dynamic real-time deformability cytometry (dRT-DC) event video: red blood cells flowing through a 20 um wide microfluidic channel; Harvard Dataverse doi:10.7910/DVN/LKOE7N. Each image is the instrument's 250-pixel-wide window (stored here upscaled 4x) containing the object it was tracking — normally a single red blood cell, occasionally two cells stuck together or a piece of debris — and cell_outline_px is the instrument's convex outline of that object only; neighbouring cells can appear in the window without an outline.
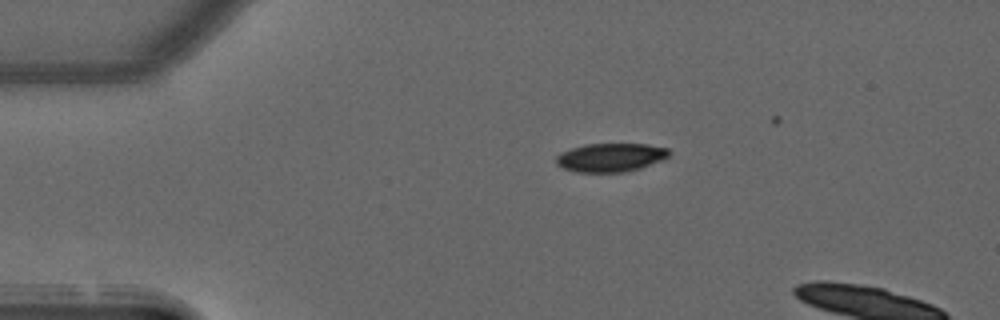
{"species": "common noctule bat (a hibernating species)", "species_latin": "Nyctalus noctula", "temperature_condition": "warm", "stored_images_in_passage": 6, "camera_frame_rate_fps": 3000, "um_per_image_px": 0.085, "animal": {"sex": "male", "forearm_length_mm": 52.5}, "frame": {"image": 1, "passage_image": 1, "time_ms": 0.0, "image_size_px": [1000, 320], "cell_outline_px": [[672, 152], [664, 160], [640, 168], [624, 172], [576, 172], [564, 168], [556, 164], [556, 156], [560, 152], [584, 144], [648, 144], [668, 148]], "centroid_in_image_um": [51.93, 13.38], "position_along_channel_um": 33.1, "area_um2": 18.96}}